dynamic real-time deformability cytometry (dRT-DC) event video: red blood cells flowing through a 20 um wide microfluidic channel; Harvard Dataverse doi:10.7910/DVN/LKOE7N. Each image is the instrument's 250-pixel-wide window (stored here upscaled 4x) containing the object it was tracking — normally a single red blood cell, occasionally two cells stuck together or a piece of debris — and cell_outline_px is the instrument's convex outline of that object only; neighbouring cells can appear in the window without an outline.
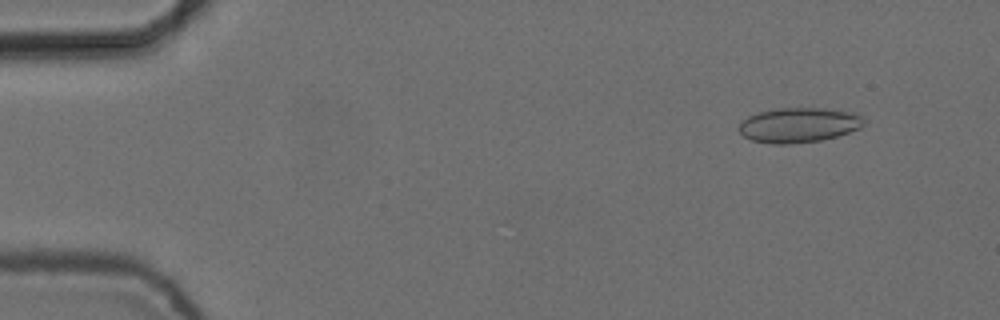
{"species": "common noctule bat (a hibernating species)", "species_latin": "Nyctalus noctula", "temperature_condition": "cold", "stored_images_in_passage": 4, "camera_frame_rate_fps": 3000, "um_per_image_px": 0.085, "animal": {"sex": "female", "body_mass_g": 24.6, "forearm_length_mm": 56.2}, "frame": {"image": 1, "passage_image": 2, "time_ms": 0.333, "image_size_px": [1000, 320], "cell_outline_px": [[864, 124], [860, 128], [836, 136], [820, 140], [788, 144], [772, 144], [752, 140], [744, 136], [736, 128], [748, 116], [756, 112], [776, 108], [824, 108], [856, 112], [864, 116]], "centroid_in_image_um": [67.9, 10.61], "position_along_channel_um": 17.1, "area_um2": 25.55}}